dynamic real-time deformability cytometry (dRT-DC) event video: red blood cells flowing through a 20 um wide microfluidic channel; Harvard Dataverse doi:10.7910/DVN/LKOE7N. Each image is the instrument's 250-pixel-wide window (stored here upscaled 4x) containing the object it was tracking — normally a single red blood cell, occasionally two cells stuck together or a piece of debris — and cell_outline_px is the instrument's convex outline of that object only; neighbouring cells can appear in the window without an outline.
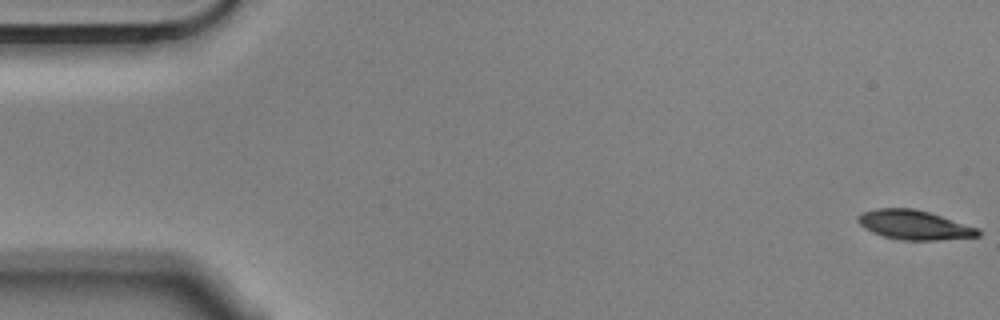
{"species": "Egyptian fruit bat (a non-hibernating species)", "species_latin": "Rousettus aegyptiacus", "temperature_condition": "cold", "stored_images_in_passage": 6, "camera_frame_rate_fps": 3000, "um_per_image_px": 0.085, "animal": {"sex": "male"}, "frame": {"image": 1, "passage_image": 1, "time_ms": 0.0, "image_size_px": [1000, 320], "cell_outline_px": [[980, 236], [940, 240], [904, 240], [884, 236], [872, 232], [864, 228], [856, 220], [856, 216], [864, 212], [876, 208], [916, 208], [980, 228]], "centroid_in_image_um": [77.72, 19.11], "position_along_channel_um": 7.3, "area_um2": 20.63}}
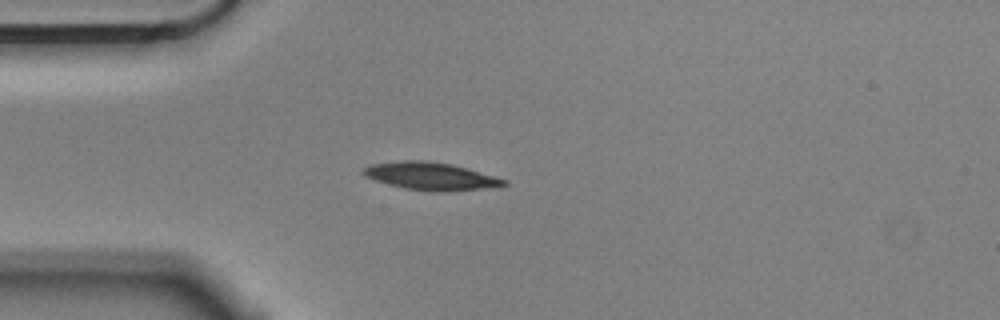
{"frame": {"image": 2, "passage_image": 5, "time_ms": 1.333, "image_size_px": [1000, 320], "cell_outline_px": [[508, 184], [500, 188], [444, 192], [440, 192], [404, 188], [388, 184], [364, 176], [360, 172], [364, 168], [372, 164], [404, 160], [424, 160], [452, 164], [468, 168], [496, 176], [508, 180]], "centroid_in_image_um": [36.72, 14.99], "position_along_channel_um": 48.3, "area_um2": 23.06}}